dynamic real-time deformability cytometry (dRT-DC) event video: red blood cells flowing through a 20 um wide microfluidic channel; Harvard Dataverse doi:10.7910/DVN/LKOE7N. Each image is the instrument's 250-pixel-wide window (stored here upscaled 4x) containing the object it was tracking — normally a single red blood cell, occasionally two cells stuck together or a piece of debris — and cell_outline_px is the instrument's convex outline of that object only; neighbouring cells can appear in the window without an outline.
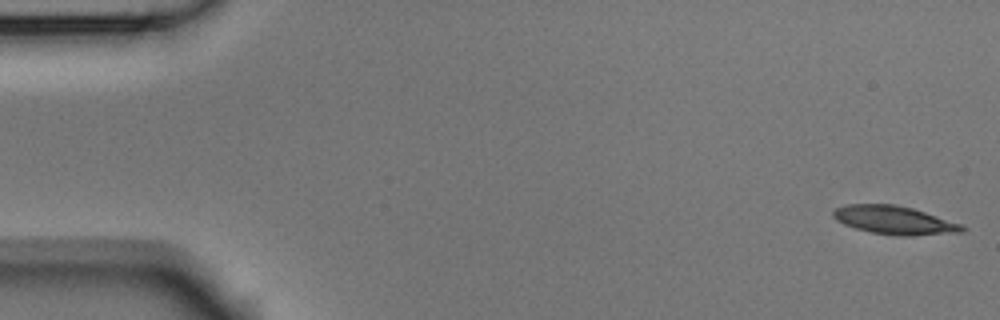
{"species": "Egyptian fruit bat (a non-hibernating species)", "species_latin": "Rousettus aegyptiacus", "temperature_condition": "room temperature", "stored_images_in_passage": 14, "camera_frame_rate_fps": 3000, "um_per_image_px": 0.085, "animal": {"sex": "male"}, "frame": {"image": 1, "passage_image": 1, "time_ms": 0.0, "image_size_px": [1000, 320], "cell_outline_px": [[968, 228], [964, 232], [912, 236], [904, 236], [872, 232], [856, 228], [844, 224], [836, 220], [832, 216], [832, 212], [836, 208], [848, 204], [892, 204], [912, 208], [960, 224]], "centroid_in_image_um": [76.02, 18.72], "position_along_channel_um": 9.0, "area_um2": 21.1}}
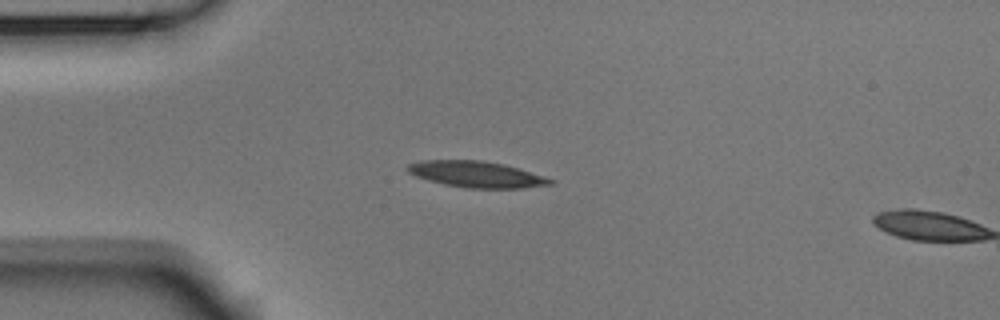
{"frame": {"image": 2, "passage_image": 13, "time_ms": 4.0, "image_size_px": [1000, 320], "cell_outline_px": [[556, 184], [520, 188], [464, 188], [444, 184], [428, 180], [416, 176], [408, 172], [404, 168], [408, 164], [420, 160], [480, 160], [504, 164], [544, 176], [556, 180]], "centroid_in_image_um": [40.5, 14.82], "position_along_channel_um": 44.5, "area_um2": 21.91}}